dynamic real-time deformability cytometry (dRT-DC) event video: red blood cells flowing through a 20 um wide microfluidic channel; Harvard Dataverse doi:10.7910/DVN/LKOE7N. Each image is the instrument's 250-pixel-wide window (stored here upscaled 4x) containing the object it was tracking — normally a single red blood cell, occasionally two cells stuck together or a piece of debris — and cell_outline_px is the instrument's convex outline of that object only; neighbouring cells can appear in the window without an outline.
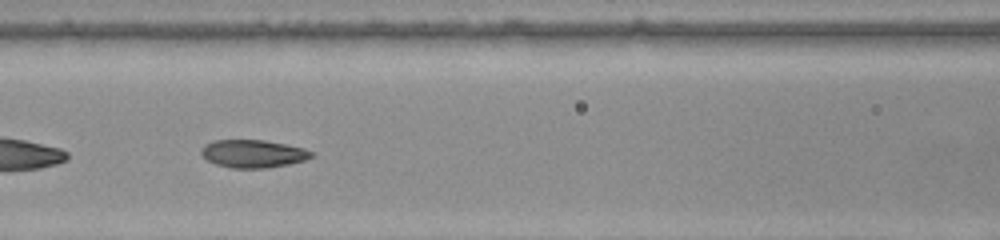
{"species": "common noctule bat (a hibernating species)", "species_latin": "Nyctalus noctula", "temperature_condition": "warm", "stored_images_in_passage": 31, "camera_frame_rate_fps": 3000, "um_per_image_px": 0.085, "animal": {"sex": "female", "body_mass_g": 22.0, "forearm_length_mm": 56.7}, "frame": {"image": 1, "passage_image": 10, "time_ms": 3.0, "image_size_px": [1000, 240], "cell_outline_px": [[316, 152], [312, 156], [304, 160], [288, 164], [268, 168], [232, 168], [216, 164], [208, 160], [200, 152], [200, 148], [204, 144], [212, 140], [264, 140], [288, 144], [304, 148]], "centroid_in_image_um": [21.52, 13.05], "position_along_channel_um": 145.1, "area_um2": 18.03}, "authors_computed_cell_mechanics": {"area_um2": 17.8602, "velocity_mm_per_s": 3.9781, "shape_relaxation_time_tau1_ms": 10.1444, "shape_relaxation_time_tau2_ms": 1.3612, "deformation_change_tau1": 0.2412, "deformation_change_tau2": 0.0704}}